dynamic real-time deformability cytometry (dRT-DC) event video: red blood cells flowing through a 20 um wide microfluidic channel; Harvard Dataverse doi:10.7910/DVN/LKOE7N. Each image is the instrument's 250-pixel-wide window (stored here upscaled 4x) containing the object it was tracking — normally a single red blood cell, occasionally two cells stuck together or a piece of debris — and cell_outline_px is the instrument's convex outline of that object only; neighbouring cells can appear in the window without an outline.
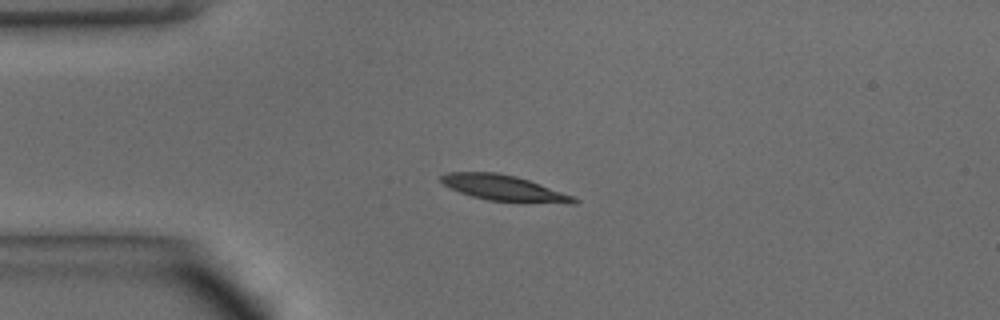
{"species": "common noctule bat (a hibernating species)", "species_latin": "Nyctalus noctula", "temperature_condition": "warm", "stored_images_in_passage": 38, "camera_frame_rate_fps": 3000, "um_per_image_px": 0.085, "animal": {"sex": "male", "body_mass_g": 15.6}, "frame": {"image": 1, "passage_image": 1, "time_ms": 0.0, "image_size_px": [1000, 320], "cell_outline_px": [[580, 200], [576, 204], [568, 204], [488, 200], [472, 196], [460, 192], [444, 184], [440, 180], [440, 176], [448, 172], [496, 172], [516, 176], [540, 184], [572, 196]], "centroid_in_image_um": [42.85, 15.98], "position_along_channel_um": 42.1, "area_um2": 19.65}}
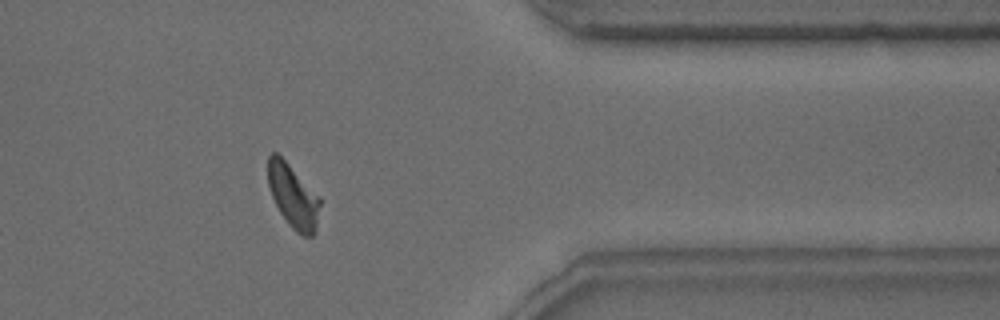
{"frame": {"image": 2, "passage_image": 29, "time_ms": 9.333, "image_size_px": [1000, 320], "cell_outline_px": [[320, 204], [316, 232], [312, 236], [304, 236], [296, 232], [292, 228], [280, 212], [272, 196], [268, 184], [268, 156], [272, 152], [276, 152], [320, 196]], "centroid_in_image_um": [24.93, 16.69], "position_along_channel_um": 386.5, "area_um2": 19.07}}
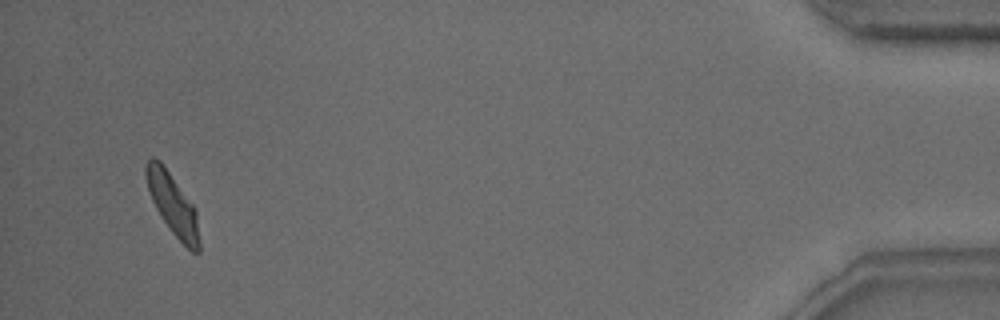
{"frame": {"image": 3, "passage_image": 36, "time_ms": 11.667, "image_size_px": [1000, 320], "cell_outline_px": [[200, 252], [192, 252], [172, 232], [156, 208], [152, 200], [148, 188], [144, 172], [144, 164], [152, 156], [160, 160], [196, 208], [200, 240]], "centroid_in_image_um": [14.69, 17.34], "position_along_channel_um": 420.5, "area_um2": 18.96}, "authors_computed_cell_mechanics": {"area_um2": 19.4497, "velocity_mm_per_s": 4.1012, "shape_relaxation_time_tau1_ms": 2.1532, "shape_relaxation_time_tau2_ms": 1.5577, "deformation_change_tau1": 0.1278, "deformation_change_tau2": 0.0685}}